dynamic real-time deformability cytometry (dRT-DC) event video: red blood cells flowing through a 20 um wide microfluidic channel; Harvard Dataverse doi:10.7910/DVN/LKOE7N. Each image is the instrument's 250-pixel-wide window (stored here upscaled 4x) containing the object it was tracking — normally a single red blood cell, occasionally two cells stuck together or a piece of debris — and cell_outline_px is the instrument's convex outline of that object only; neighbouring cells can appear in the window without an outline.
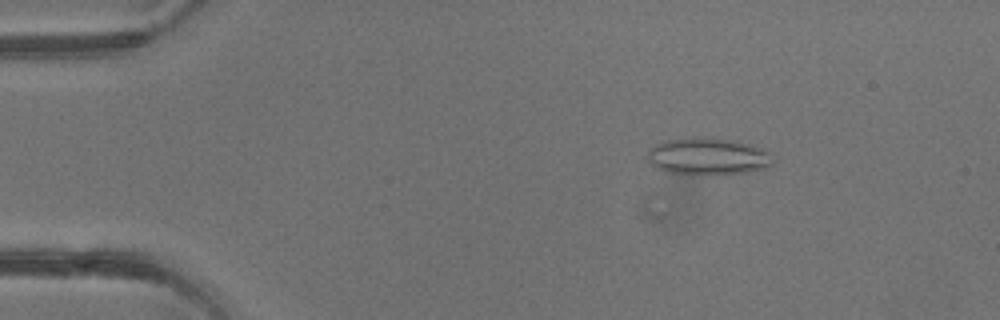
{"species": "common noctule bat (a hibernating species)", "species_latin": "Nyctalus noctula", "temperature_condition": "warm", "stored_images_in_passage": 4, "camera_frame_rate_fps": 3000, "um_per_image_px": 0.085, "animal": {"sex": "male", "body_mass_g": 13.3}, "frame": {"image": 1, "passage_image": 2, "time_ms": 1.0, "image_size_px": [1000, 320], "cell_outline_px": [[772, 164], [768, 168], [748, 172], [716, 176], [664, 172], [648, 164], [648, 148], [664, 140], [692, 136], [712, 136], [736, 140], [752, 144], [764, 148], [772, 152]], "centroid_in_image_um": [60.19, 13.28], "position_along_channel_um": 24.8, "area_um2": 28.5}}